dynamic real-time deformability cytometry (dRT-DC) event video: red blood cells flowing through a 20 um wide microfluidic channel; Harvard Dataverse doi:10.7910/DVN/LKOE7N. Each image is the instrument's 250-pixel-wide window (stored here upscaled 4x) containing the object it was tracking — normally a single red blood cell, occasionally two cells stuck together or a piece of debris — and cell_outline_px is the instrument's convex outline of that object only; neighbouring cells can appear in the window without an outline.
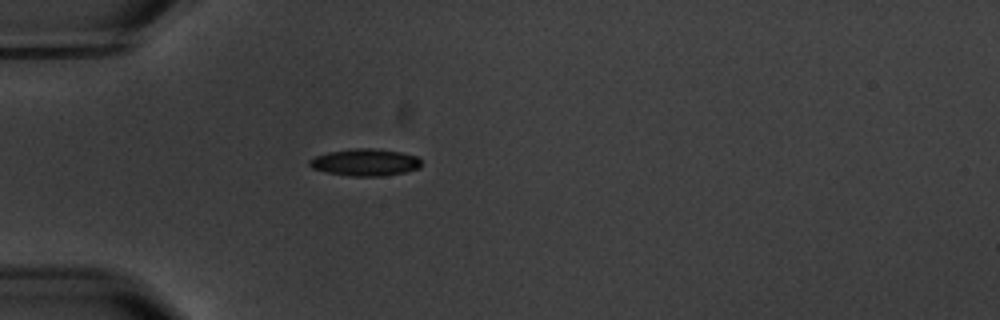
{"species": "common noctule bat (a hibernating species)", "species_latin": "Nyctalus noctula", "temperature_condition": "warm", "stored_images_in_passage": 4, "camera_frame_rate_fps": 3000, "um_per_image_px": 0.085, "animal": {"sex": "male", "body_mass_g": 20.1, "forearm_length_mm": 53.5}, "frame": {"image": 1, "passage_image": 4, "time_ms": 4.0, "image_size_px": [1000, 320], "cell_outline_px": [[420, 168], [404, 172], [384, 176], [352, 176], [328, 172], [312, 168], [308, 164], [308, 160], [316, 156], [328, 152], [356, 148], [376, 148], [400, 152], [416, 156], [420, 160]], "centroid_in_image_um": [31.04, 13.79], "position_along_channel_um": 54.0, "area_um2": 17.51}}